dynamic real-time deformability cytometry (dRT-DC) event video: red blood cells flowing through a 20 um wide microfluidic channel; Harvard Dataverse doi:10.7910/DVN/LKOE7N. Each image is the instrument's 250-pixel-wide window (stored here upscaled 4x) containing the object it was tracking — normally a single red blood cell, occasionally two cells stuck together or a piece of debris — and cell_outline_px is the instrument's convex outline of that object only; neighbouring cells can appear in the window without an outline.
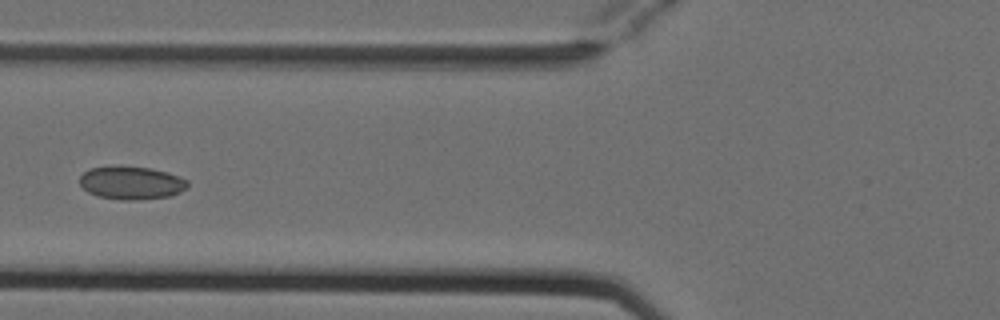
{"species": "Egyptian fruit bat (a non-hibernating species)", "species_latin": "Rousettus aegyptiacus", "temperature_condition": "cold", "stored_images_in_passage": 5, "camera_frame_rate_fps": 3000, "um_per_image_px": 0.085, "animal": {"sex": "female"}, "frame": {"image": 1, "passage_image": 4, "time_ms": 1.0, "image_size_px": [1000, 320], "cell_outline_px": [[188, 188], [172, 196], [136, 200], [120, 200], [96, 196], [88, 192], [80, 184], [80, 176], [88, 168], [152, 168], [168, 172], [180, 176], [188, 180]], "centroid_in_image_um": [11.22, 15.58], "position_along_channel_um": 114.6, "area_um2": 20.58}}
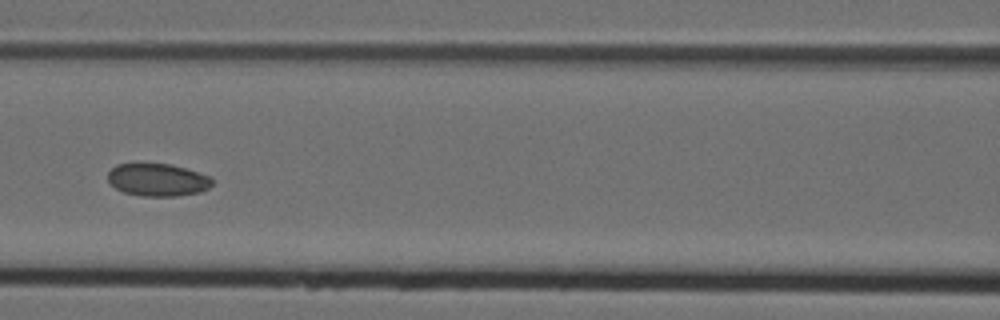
{"frame": {"image": 2, "passage_image": 5, "time_ms": 1.333, "image_size_px": [1000, 320], "cell_outline_px": [[212, 184], [208, 188], [200, 192], [176, 196], [140, 196], [124, 192], [116, 188], [108, 180], [108, 172], [116, 164], [168, 164], [184, 168], [208, 176], [212, 180]], "centroid_in_image_um": [13.37, 15.3], "position_along_channel_um": 153.2, "area_um2": 19.54}}